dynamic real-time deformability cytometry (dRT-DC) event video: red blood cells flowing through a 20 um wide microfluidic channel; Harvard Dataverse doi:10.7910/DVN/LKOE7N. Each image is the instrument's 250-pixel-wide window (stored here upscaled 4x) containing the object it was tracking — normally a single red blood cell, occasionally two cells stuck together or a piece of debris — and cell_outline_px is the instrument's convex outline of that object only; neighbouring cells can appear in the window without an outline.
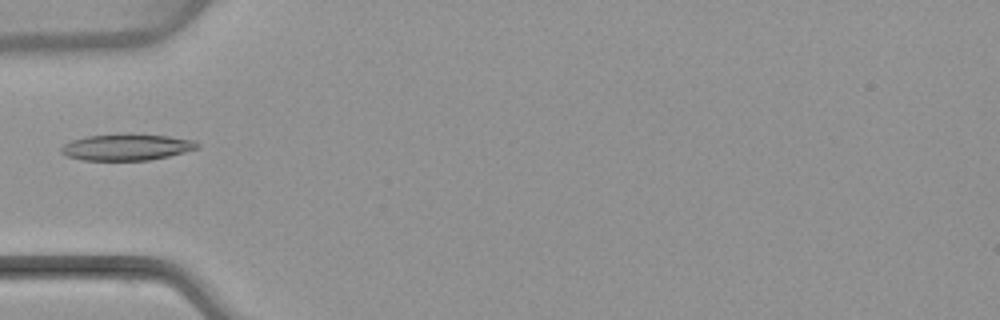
{"species": "common noctule bat (a hibernating species)", "species_latin": "Nyctalus noctula", "temperature_condition": "warm", "stored_images_in_passage": 5, "camera_frame_rate_fps": 3000, "um_per_image_px": 0.085, "animal": {"sex": "female", "body_mass_g": 22.7, "forearm_length_mm": 54.2}, "frame": {"image": 1, "passage_image": 4, "time_ms": 4.667, "image_size_px": [1000, 320], "cell_outline_px": [[200, 148], [168, 156], [148, 160], [84, 160], [64, 156], [60, 152], [60, 148], [64, 144], [72, 140], [88, 136], [128, 132], [132, 132], [168, 136], [196, 140], [200, 144]], "centroid_in_image_um": [10.78, 12.48], "position_along_channel_um": 74.2, "area_um2": 21.44}}
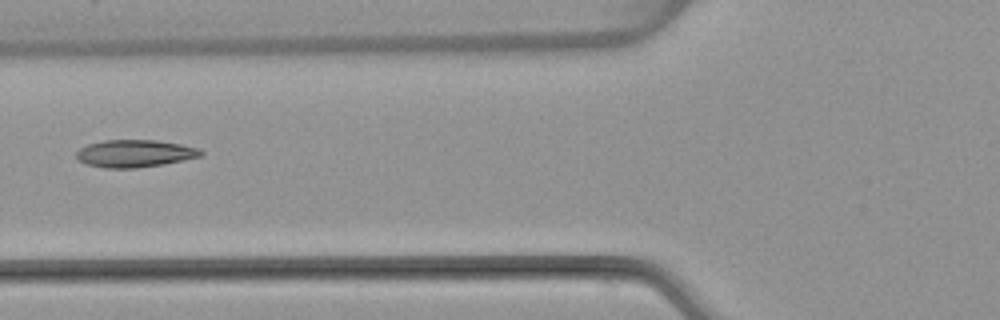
{"frame": {"image": 2, "passage_image": 5, "time_ms": 5.667, "image_size_px": [1000, 320], "cell_outline_px": [[204, 152], [200, 156], [164, 164], [136, 168], [104, 168], [88, 164], [76, 160], [76, 152], [80, 148], [88, 144], [104, 140], [156, 140], [180, 144], [200, 148]], "centroid_in_image_um": [11.44, 13.04], "position_along_channel_um": 114.4, "area_um2": 19.88}}